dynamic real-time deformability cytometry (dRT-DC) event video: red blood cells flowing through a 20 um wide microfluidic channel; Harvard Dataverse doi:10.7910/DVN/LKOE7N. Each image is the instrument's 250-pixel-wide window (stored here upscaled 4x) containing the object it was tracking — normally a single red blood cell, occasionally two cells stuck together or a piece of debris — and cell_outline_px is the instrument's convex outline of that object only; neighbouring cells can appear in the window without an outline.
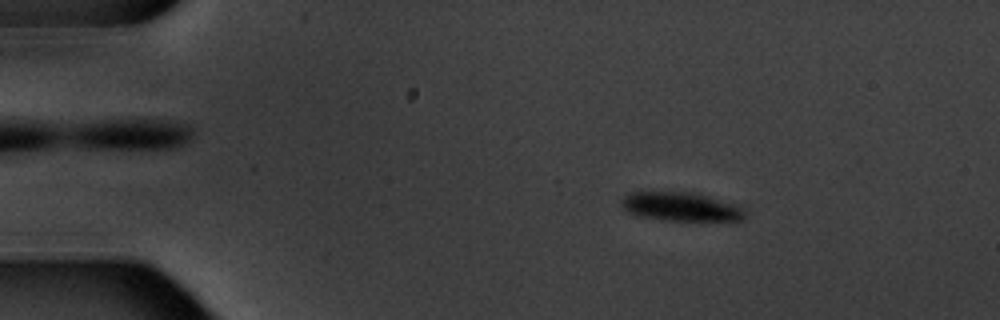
{"species": "common noctule bat (a hibernating species)", "species_latin": "Nyctalus noctula", "temperature_condition": "warm", "stored_images_in_passage": 8, "camera_frame_rate_fps": 3000, "um_per_image_px": 0.085, "animal": {"sex": "male", "body_mass_g": 20.1, "forearm_length_mm": 53.5}, "frame": {"image": 1, "passage_image": 2, "time_ms": 2.0, "image_size_px": [1000, 320], "cell_outline_px": [[744, 220], [664, 220], [636, 216], [628, 212], [624, 208], [624, 196], [628, 192], [692, 192], [708, 196], [744, 208]], "centroid_in_image_um": [57.85, 17.57], "position_along_channel_um": 27.1, "area_um2": 20.35}}
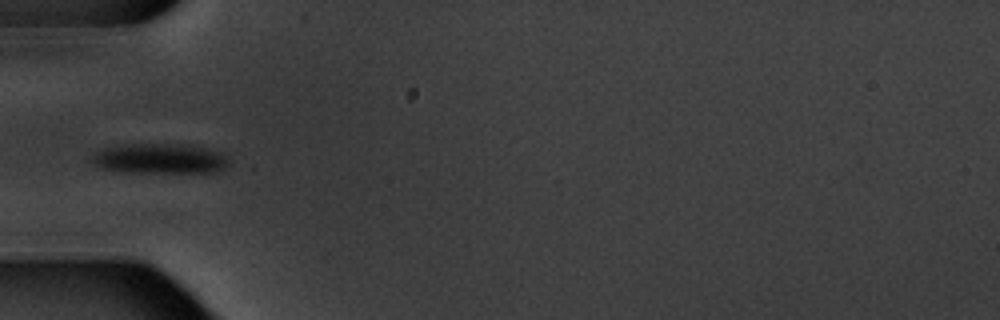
{"frame": {"image": 2, "passage_image": 5, "time_ms": 5.333, "image_size_px": [1000, 320], "cell_outline_px": [[228, 164], [224, 168], [216, 172], [116, 172], [96, 168], [88, 160], [96, 152], [104, 148], [132, 144], [188, 144], [220, 152], [228, 160]], "centroid_in_image_um": [13.5, 13.5], "position_along_channel_um": 71.5, "area_um2": 24.22}}
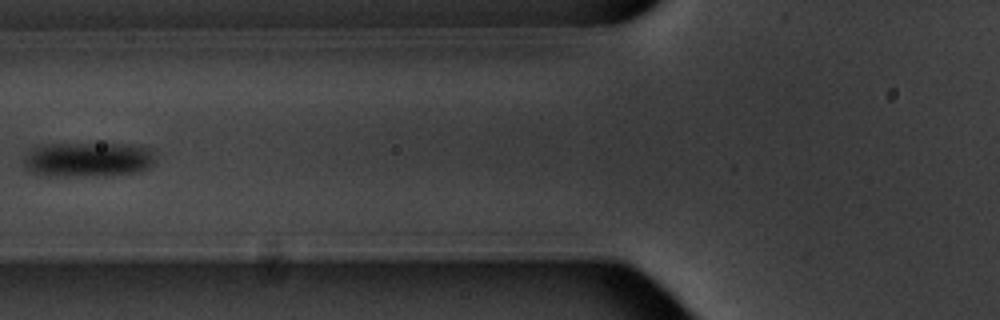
{"frame": {"image": 3, "passage_image": 6, "time_ms": 6.667, "image_size_px": [1000, 320], "cell_outline_px": [[156, 164], [140, 172], [104, 176], [40, 176], [28, 168], [24, 164], [24, 160], [36, 148], [48, 144], [132, 144], [152, 148], [156, 156]], "centroid_in_image_um": [7.63, 13.58], "position_along_channel_um": 118.2, "area_um2": 26.88}}